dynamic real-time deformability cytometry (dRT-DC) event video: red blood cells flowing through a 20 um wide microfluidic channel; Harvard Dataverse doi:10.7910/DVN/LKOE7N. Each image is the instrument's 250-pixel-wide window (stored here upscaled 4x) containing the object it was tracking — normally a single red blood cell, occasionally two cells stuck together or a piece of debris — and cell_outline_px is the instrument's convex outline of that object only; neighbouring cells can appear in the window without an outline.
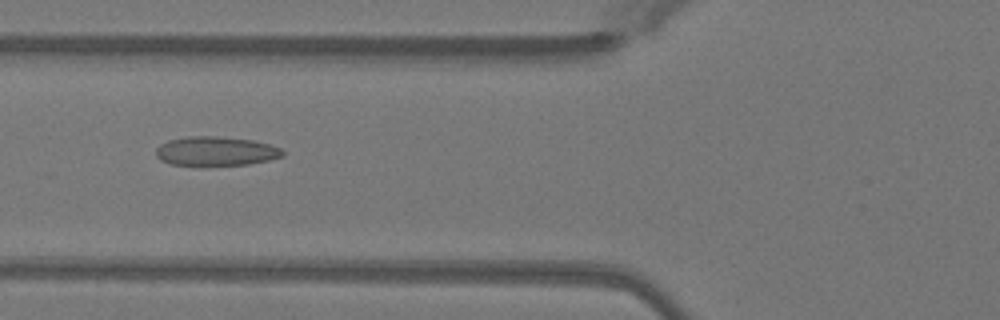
{"species": "Egyptian fruit bat (a non-hibernating species)", "species_latin": "Rousettus aegyptiacus", "temperature_condition": "warm", "stored_images_in_passage": 51, "camera_frame_rate_fps": 3000, "um_per_image_px": 0.085, "animal": {"sex": "female"}, "frame": {"image": 1, "passage_image": 20, "time_ms": 6.333, "image_size_px": [1000, 320], "cell_outline_px": [[284, 156], [268, 160], [248, 164], [200, 168], [172, 164], [160, 160], [156, 156], [156, 148], [160, 144], [168, 140], [188, 136], [216, 136], [256, 140], [280, 148], [284, 152]], "centroid_in_image_um": [18.31, 12.88], "position_along_channel_um": 107.5, "area_um2": 22.37}}
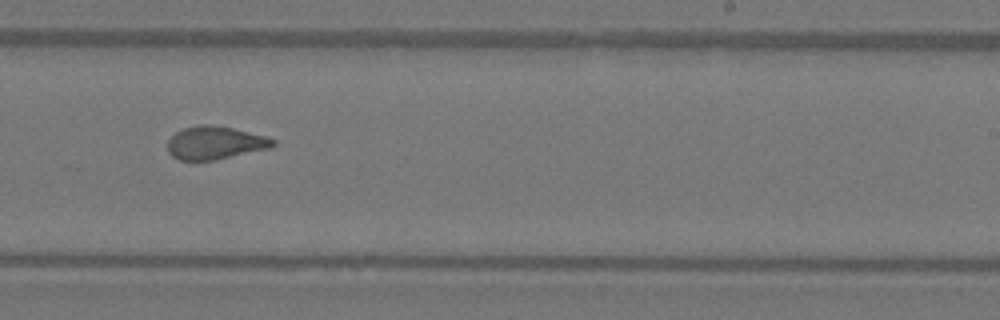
{"frame": {"image": 2, "passage_image": 32, "time_ms": 10.333, "image_size_px": [1000, 320], "cell_outline_px": [[276, 144], [272, 148], [216, 160], [180, 160], [172, 156], [168, 152], [168, 140], [176, 132], [184, 128], [200, 124], [212, 124], [232, 128], [264, 136], [276, 140]], "centroid_in_image_um": [18.29, 12.14], "position_along_channel_um": 270.7, "area_um2": 20.35}}
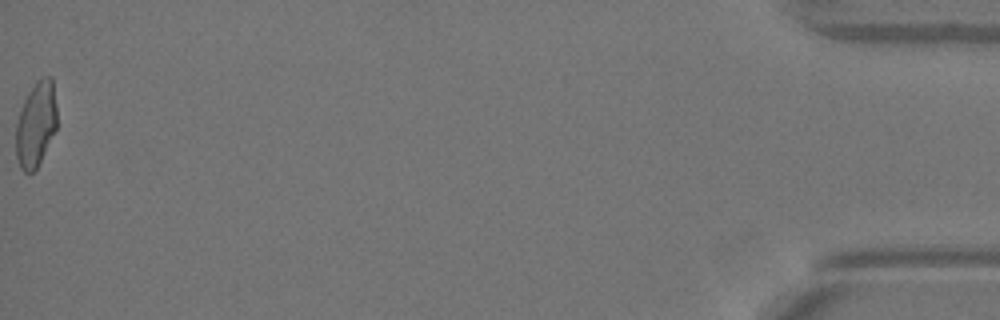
{"frame": {"image": 3, "passage_image": 51, "time_ms": 16.667, "image_size_px": [1000, 320], "cell_outline_px": [[56, 128], [36, 168], [32, 172], [24, 172], [20, 168], [16, 156], [16, 124], [24, 100], [28, 92], [36, 80], [40, 76], [52, 76], [56, 104]], "centroid_in_image_um": [3.05, 10.51], "position_along_channel_um": 432.2, "area_um2": 20.17}, "authors_computed_cell_mechanics": {"area_um2": 21.0392, "velocity_mm_per_s": 4.0795, "shape_relaxation_time_tau1_ms": null, "shape_relaxation_time_tau2_ms": 1.0106, "deformation_change_tau1": null, "deformation_change_tau2": 0.0692}}